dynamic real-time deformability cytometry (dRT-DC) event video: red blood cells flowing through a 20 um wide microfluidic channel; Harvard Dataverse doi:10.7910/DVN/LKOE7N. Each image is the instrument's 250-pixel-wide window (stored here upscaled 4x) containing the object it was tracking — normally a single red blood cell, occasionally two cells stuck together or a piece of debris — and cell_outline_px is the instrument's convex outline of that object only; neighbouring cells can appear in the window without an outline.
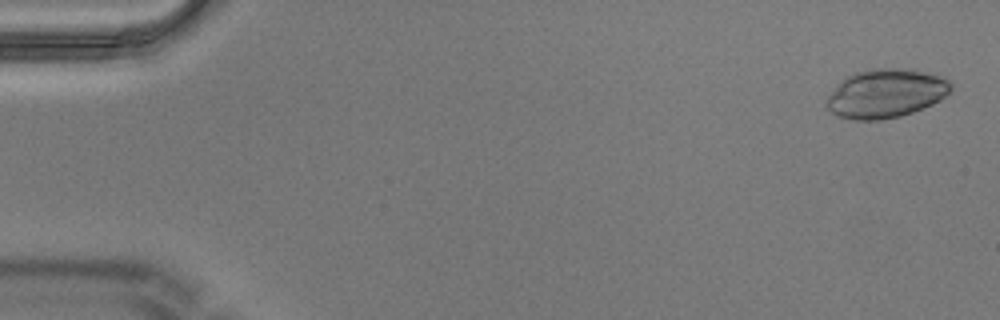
{"species": "Egyptian fruit bat (a non-hibernating species)", "species_latin": "Rousettus aegyptiacus", "temperature_condition": "warm", "stored_images_in_passage": 5, "camera_frame_rate_fps": 3000, "um_per_image_px": 0.085, "animal": {"sex": "male"}, "frame": {"image": 1, "passage_image": 1, "time_ms": 0.0, "image_size_px": [1000, 320], "cell_outline_px": [[952, 88], [940, 100], [924, 108], [900, 116], [880, 120], [852, 120], [836, 116], [828, 108], [828, 96], [848, 76], [856, 72], [872, 68], [912, 68], [944, 76], [952, 84]], "centroid_in_image_um": [75.35, 7.93], "position_along_channel_um": 9.6, "area_um2": 35.32}}